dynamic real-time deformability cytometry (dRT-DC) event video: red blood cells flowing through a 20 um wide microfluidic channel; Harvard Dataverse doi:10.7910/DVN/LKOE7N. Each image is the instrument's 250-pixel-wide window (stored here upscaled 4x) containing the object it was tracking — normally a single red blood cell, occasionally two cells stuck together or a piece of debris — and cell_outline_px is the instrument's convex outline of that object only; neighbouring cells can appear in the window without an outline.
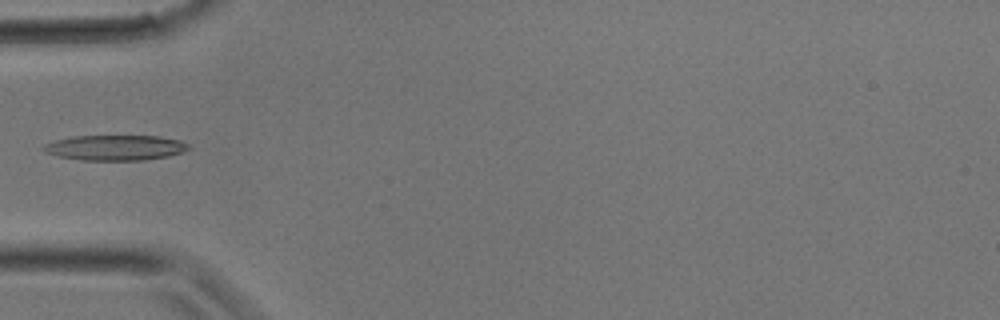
{"species": "common noctule bat (a hibernating species)", "species_latin": "Nyctalus noctula", "temperature_condition": "room temperature", "stored_images_in_passage": 10, "camera_frame_rate_fps": 3000, "um_per_image_px": 0.085, "animal": {"sex": "male", "body_mass_g": 17.9}, "frame": {"image": 1, "passage_image": 9, "time_ms": 2.667, "image_size_px": [1000, 320], "cell_outline_px": [[188, 148], [180, 152], [168, 156], [144, 160], [80, 160], [60, 156], [44, 152], [40, 148], [44, 144], [56, 140], [72, 136], [160, 136], [180, 140], [188, 144]], "centroid_in_image_um": [9.75, 12.55], "position_along_channel_um": 75.2, "area_um2": 21.27}}